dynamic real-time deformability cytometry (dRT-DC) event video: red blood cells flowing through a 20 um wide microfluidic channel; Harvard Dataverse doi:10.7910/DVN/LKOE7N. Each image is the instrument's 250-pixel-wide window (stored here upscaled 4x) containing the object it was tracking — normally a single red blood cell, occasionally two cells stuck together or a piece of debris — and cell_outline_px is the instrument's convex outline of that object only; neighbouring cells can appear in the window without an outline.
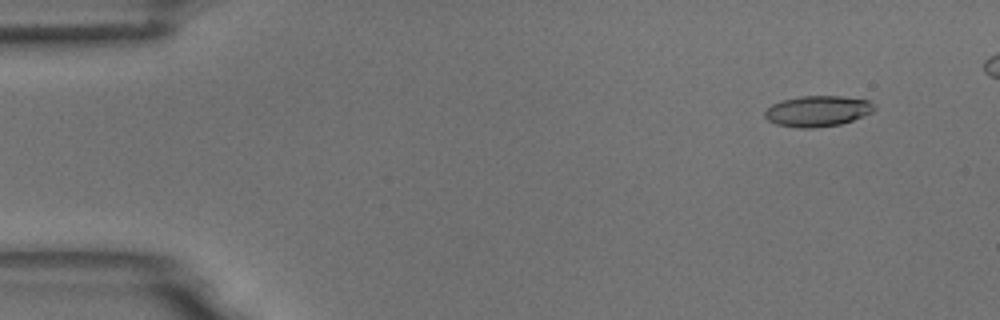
{"species": "common noctule bat (a hibernating species)", "species_latin": "Nyctalus noctula", "temperature_condition": "room temperature", "stored_images_in_passage": 51, "camera_frame_rate_fps": 3000, "um_per_image_px": 0.085, "animal": {"sex": "male", "body_mass_g": 18.8}, "frame": {"image": 1, "passage_image": 5, "time_ms": 1.333, "image_size_px": [1000, 320], "cell_outline_px": [[876, 108], [872, 112], [852, 120], [840, 124], [812, 128], [796, 128], [776, 124], [768, 120], [764, 116], [764, 112], [772, 104], [780, 100], [800, 96], [840, 96], [868, 100]], "centroid_in_image_um": [69.46, 9.44], "position_along_channel_um": 15.5, "area_um2": 19.59}}
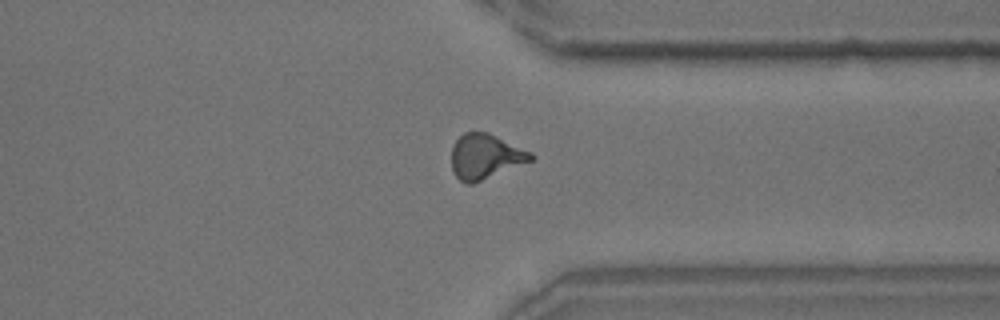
{"frame": {"image": 2, "passage_image": 42, "time_ms": 13.667, "image_size_px": [1000, 320], "cell_outline_px": [[536, 156], [532, 160], [472, 184], [464, 184], [452, 172], [452, 144], [464, 132], [488, 132], [532, 152]], "centroid_in_image_um": [41.24, 13.3], "position_along_channel_um": 370.2, "area_um2": 20.75}}
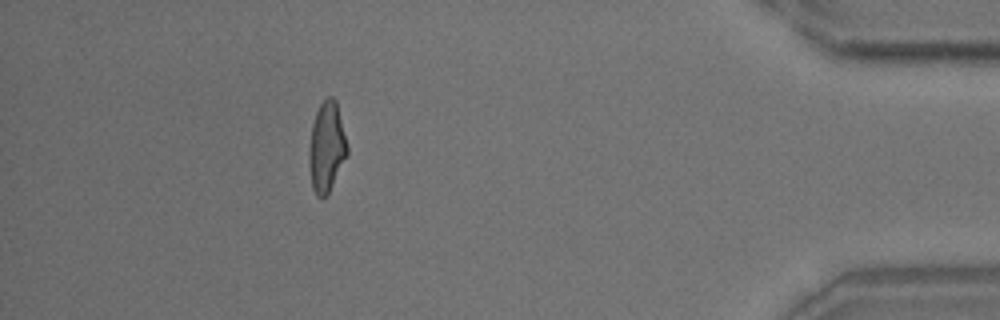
{"frame": {"image": 3, "passage_image": 49, "time_ms": 16.0, "image_size_px": [1000, 320], "cell_outline_px": [[348, 156], [328, 192], [324, 196], [316, 196], [312, 188], [308, 164], [308, 152], [312, 124], [316, 112], [320, 104], [328, 96], [332, 96], [336, 100], [348, 144]], "centroid_in_image_um": [27.76, 12.48], "position_along_channel_um": 407.4, "area_um2": 20.23}, "authors_computed_cell_mechanics": {"area_um2": 20.1144, "velocity_mm_per_s": 3.7279, "shape_relaxation_time_tau1_ms": 6.913, "shape_relaxation_time_tau2_ms": 2.0349, "deformation_change_tau1": 0.1884, "deformation_change_tau2": 0.0964}}